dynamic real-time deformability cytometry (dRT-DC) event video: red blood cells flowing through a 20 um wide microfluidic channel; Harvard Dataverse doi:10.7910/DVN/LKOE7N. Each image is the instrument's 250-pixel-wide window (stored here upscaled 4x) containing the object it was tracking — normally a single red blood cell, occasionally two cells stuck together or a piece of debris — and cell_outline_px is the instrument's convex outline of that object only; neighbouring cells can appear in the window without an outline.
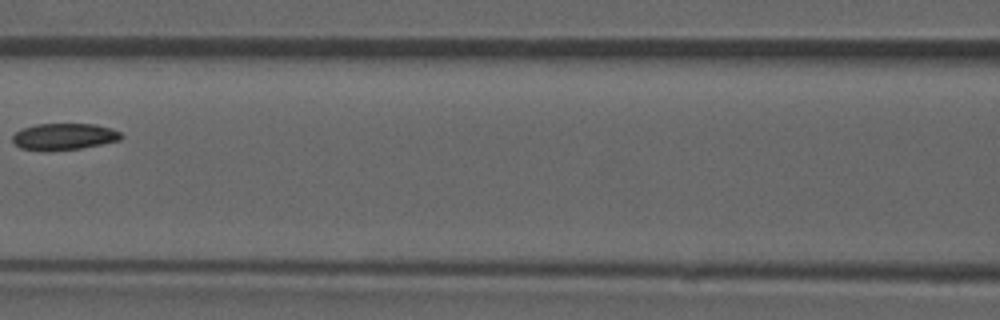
{"species": "common noctule bat (a hibernating species)", "species_latin": "Nyctalus noctula", "temperature_condition": "room temperature", "stored_images_in_passage": 7, "camera_frame_rate_fps": 3000, "um_per_image_px": 0.085, "animal": {"sex": "male", "forearm_length_mm": 52.5}, "frame": {"image": 1, "passage_image": 7, "time_ms": 6.667, "image_size_px": [1000, 320], "cell_outline_px": [[124, 136], [120, 140], [80, 148], [48, 152], [44, 152], [20, 148], [12, 140], [12, 136], [16, 132], [24, 128], [36, 124], [96, 124], [112, 128], [120, 132]], "centroid_in_image_um": [5.44, 11.62], "position_along_channel_um": 161.2, "area_um2": 16.99}}